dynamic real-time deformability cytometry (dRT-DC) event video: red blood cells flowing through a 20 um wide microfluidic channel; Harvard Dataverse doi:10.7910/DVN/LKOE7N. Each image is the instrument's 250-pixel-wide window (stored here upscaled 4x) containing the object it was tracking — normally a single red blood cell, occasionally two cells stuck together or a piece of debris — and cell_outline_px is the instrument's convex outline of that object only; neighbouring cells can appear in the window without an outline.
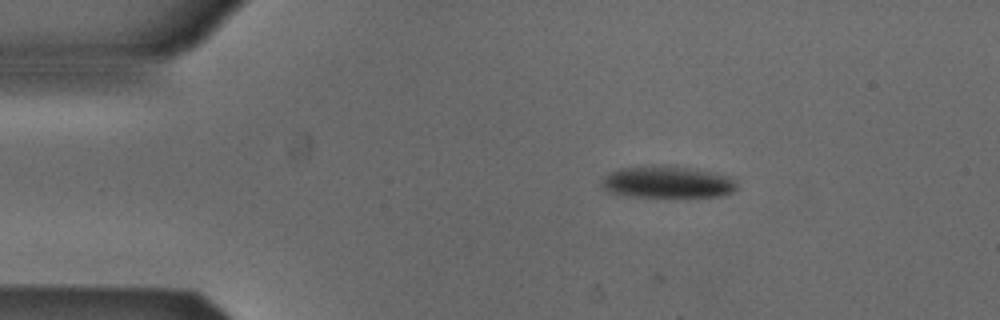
{"species": "Egyptian fruit bat (a non-hibernating species)", "species_latin": "Rousettus aegyptiacus", "temperature_condition": "cold", "stored_images_in_passage": 3, "camera_frame_rate_fps": 3000, "um_per_image_px": 0.085, "animal": {"sex": "male"}, "frame": {"image": 1, "passage_image": 3, "time_ms": 0.667, "image_size_px": [1000, 320], "cell_outline_px": [[736, 188], [732, 192], [720, 196], [628, 196], [608, 192], [600, 184], [604, 176], [608, 172], [616, 168], [652, 164], [664, 164], [696, 168], [736, 176]], "centroid_in_image_um": [56.73, 15.43], "position_along_channel_um": 28.3, "area_um2": 25.95}}